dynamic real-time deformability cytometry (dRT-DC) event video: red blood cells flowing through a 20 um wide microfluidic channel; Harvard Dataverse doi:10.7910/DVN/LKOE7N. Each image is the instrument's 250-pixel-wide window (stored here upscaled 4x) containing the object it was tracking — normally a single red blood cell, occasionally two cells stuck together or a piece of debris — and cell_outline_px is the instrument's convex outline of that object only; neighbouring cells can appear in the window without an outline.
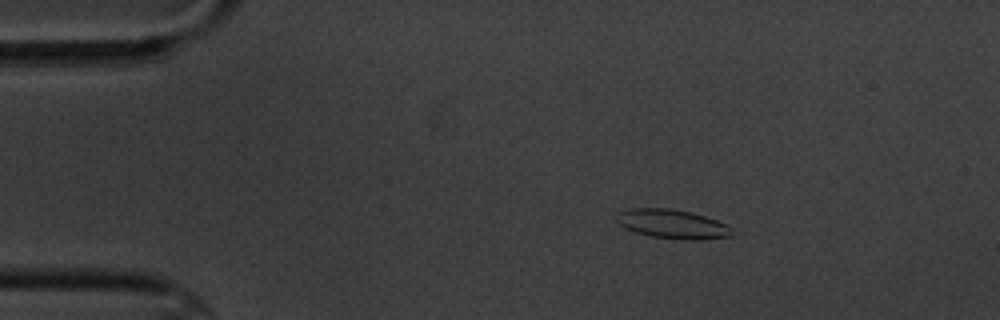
{"species": "common noctule bat (a hibernating species)", "species_latin": "Nyctalus noctula", "temperature_condition": "cold", "stored_images_in_passage": 5, "camera_frame_rate_fps": 3000, "um_per_image_px": 0.085, "animal": {"sex": "male", "body_mass_g": 20.1, "forearm_length_mm": 53.5}, "frame": {"image": 1, "passage_image": 3, "time_ms": 2.333, "image_size_px": [1000, 320], "cell_outline_px": [[732, 236], [704, 240], [680, 240], [652, 236], [636, 232], [624, 228], [616, 220], [616, 216], [620, 212], [632, 208], [668, 208], [692, 212], [716, 220], [732, 228]], "centroid_in_image_um": [57.17, 19.05], "position_along_channel_um": 27.8, "area_um2": 19.59}}